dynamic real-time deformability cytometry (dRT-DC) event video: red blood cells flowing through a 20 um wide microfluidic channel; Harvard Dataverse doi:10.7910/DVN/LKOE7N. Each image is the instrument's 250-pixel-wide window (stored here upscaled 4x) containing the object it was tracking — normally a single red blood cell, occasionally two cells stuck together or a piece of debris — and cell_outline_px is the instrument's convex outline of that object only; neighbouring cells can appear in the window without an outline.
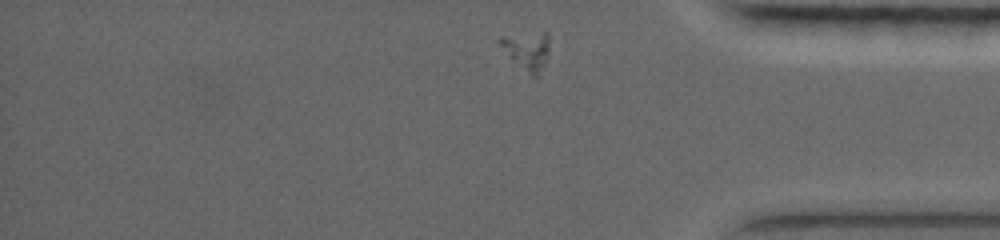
{"species": "common noctule bat (a hibernating species)", "species_latin": "Nyctalus noctula", "temperature_condition": "warm", "stored_images_in_passage": 38, "camera_frame_rate_fps": 5000, "um_per_image_px": 0.085, "animal": {"sex": "female", "body_mass_g": 19.0, "forearm_length_mm": 56.7}, "frame": {"image": 1, "passage_image": 38, "time_ms": 10.2, "image_size_px": [1000, 240], "cell_outline_px": [[548, 52], [544, 64], [536, 76], [532, 76], [508, 56], [496, 40], [500, 36], [544, 32], [548, 32]], "centroid_in_image_um": [44.77, 4.26], "position_along_channel_um": 390.4, "area_um2": 10.69}}